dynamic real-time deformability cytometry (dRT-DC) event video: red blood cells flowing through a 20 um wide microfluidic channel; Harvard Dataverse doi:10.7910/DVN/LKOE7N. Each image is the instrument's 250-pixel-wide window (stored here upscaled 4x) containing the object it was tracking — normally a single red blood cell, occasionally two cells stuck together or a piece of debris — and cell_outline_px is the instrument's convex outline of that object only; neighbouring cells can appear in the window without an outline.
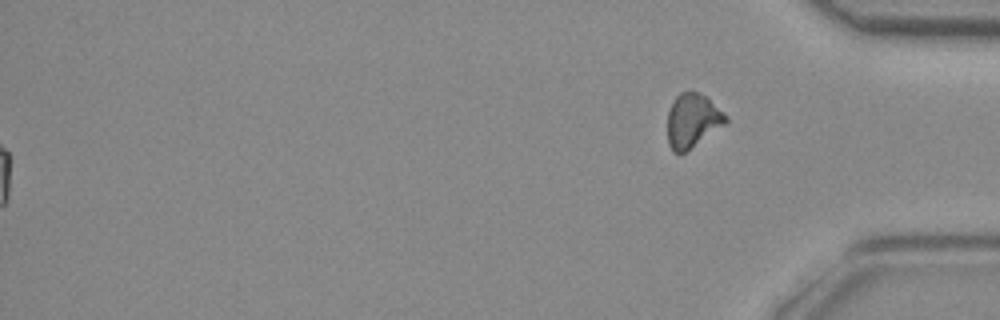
{"species": "common noctule bat (a hibernating species)", "species_latin": "Nyctalus noctula", "temperature_condition": "room temperature", "stored_images_in_passage": 43, "segment_of_instrument_passage": [2, 2], "camera_frame_rate_fps": 3000, "um_per_image_px": 0.085, "animal": {"sex": "female", "body_mass_g": 29.2, "forearm_length_mm": 56.3}, "frame": {"image": 1, "passage_image": 43, "time_ms": 14.0, "image_size_px": [1000, 320], "cell_outline_px": [[728, 120], [724, 124], [684, 152], [672, 152], [668, 144], [668, 112], [676, 96], [680, 92], [700, 92]], "centroid_in_image_um": [58.79, 10.25], "position_along_channel_um": 376.4, "area_um2": 17.4}}